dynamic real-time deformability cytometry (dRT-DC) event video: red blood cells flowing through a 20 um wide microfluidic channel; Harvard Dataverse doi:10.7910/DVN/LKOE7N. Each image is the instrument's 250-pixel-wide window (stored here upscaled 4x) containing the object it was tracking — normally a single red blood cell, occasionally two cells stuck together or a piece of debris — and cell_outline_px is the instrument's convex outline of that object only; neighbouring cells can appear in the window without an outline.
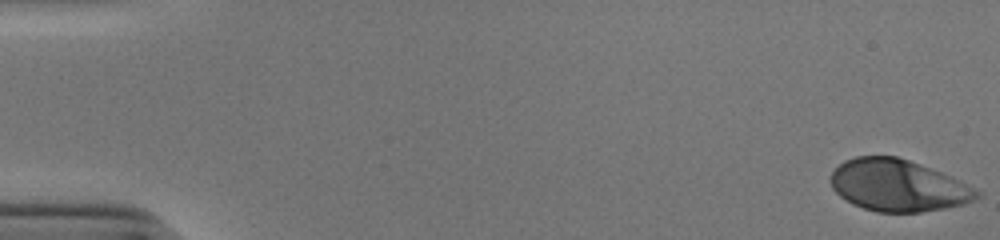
{"species": "human", "species_latin": "Homo sapiens", "temperature_condition": "cold", "stored_images_in_passage": 53, "camera_frame_rate_fps": 3000, "um_per_image_px": 0.085, "donor": {"sex": "male"}, "frame": {"image": 1, "passage_image": 1, "time_ms": 0.0, "image_size_px": [1000, 240], "cell_outline_px": [[984, 192], [980, 196], [964, 204], [944, 208], [920, 212], [876, 212], [852, 204], [840, 196], [832, 188], [832, 172], [844, 160], [856, 156], [896, 156], [908, 160], [940, 172], [960, 180]], "centroid_in_image_um": [76.35, 15.77], "position_along_channel_um": 8.7, "area_um2": 43.87}}
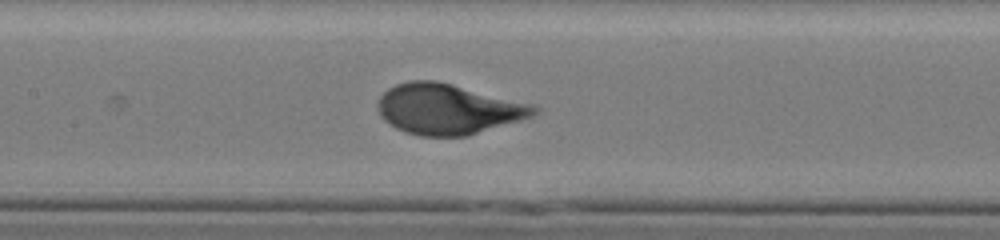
{"frame": {"image": 2, "passage_image": 26, "time_ms": 8.333, "image_size_px": [1000, 240], "cell_outline_px": [[540, 112], [532, 116], [520, 120], [468, 136], [420, 136], [404, 132], [396, 128], [384, 120], [380, 116], [376, 108], [376, 104], [380, 96], [388, 88], [396, 84], [408, 80], [436, 80], [536, 104], [540, 108]], "centroid_in_image_um": [38.09, 9.26], "position_along_channel_um": 169.3, "area_um2": 46.47}}
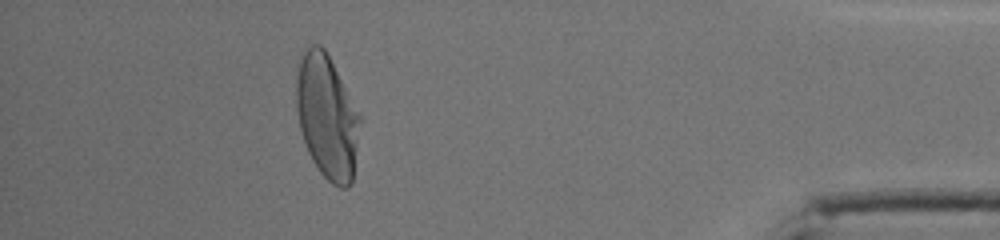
{"frame": {"image": 3, "passage_image": 48, "time_ms": 15.667, "image_size_px": [1000, 240], "cell_outline_px": [[360, 120], [352, 184], [348, 188], [340, 188], [332, 184], [320, 172], [312, 160], [308, 152], [300, 128], [296, 108], [296, 76], [300, 60], [304, 52], [312, 44], [320, 44], [324, 48], [360, 116]], "centroid_in_image_um": [27.78, 9.95], "position_along_channel_um": 407.4, "area_um2": 45.26}, "authors_computed_cell_mechanics": {"area_um2": 44.9106, "velocity_mm_per_s": 3.8833, "shape_relaxation_time_tau1_ms": 3.0243, "shape_relaxation_time_tau2_ms": null, "deformation_change_tau1": 0.2088, "deformation_change_tau2": null}}